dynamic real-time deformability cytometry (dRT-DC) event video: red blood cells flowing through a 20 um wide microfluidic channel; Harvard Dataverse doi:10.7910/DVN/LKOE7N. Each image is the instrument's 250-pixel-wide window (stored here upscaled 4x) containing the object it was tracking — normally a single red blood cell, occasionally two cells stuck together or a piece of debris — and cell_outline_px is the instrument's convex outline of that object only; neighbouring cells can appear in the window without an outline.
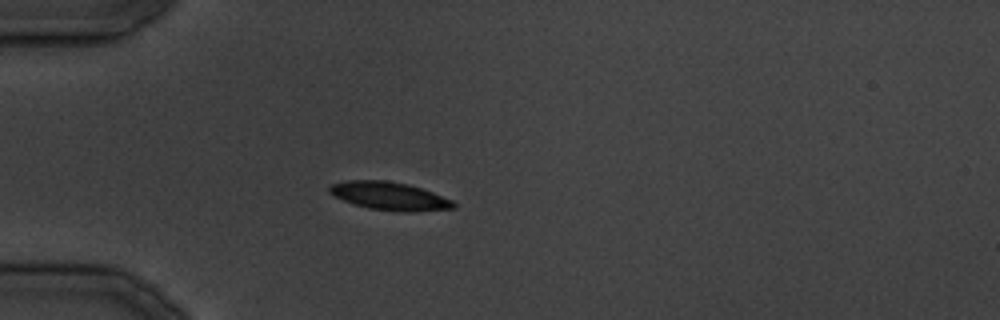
{"species": "common noctule bat (a hibernating species)", "species_latin": "Nyctalus noctula", "temperature_condition": "cold", "stored_images_in_passage": 25, "camera_frame_rate_fps": 3000, "um_per_image_px": 0.085, "animal": {"sex": "male", "body_mass_g": 19.5, "forearm_length_mm": 54.6}, "frame": {"image": 1, "passage_image": 1, "time_ms": 0.0, "image_size_px": [1000, 320], "cell_outline_px": [[456, 208], [412, 212], [400, 212], [368, 208], [344, 200], [328, 192], [328, 188], [332, 184], [344, 180], [388, 180], [408, 184], [432, 192], [452, 200], [456, 204]], "centroid_in_image_um": [33.12, 16.66], "position_along_channel_um": 51.9, "area_um2": 20.29}}
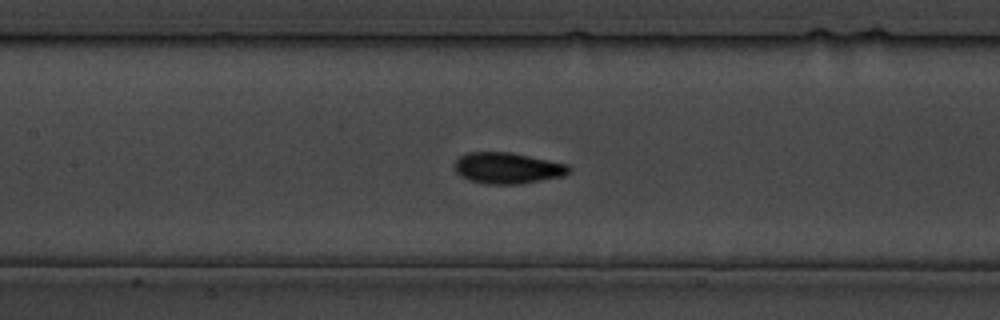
{"frame": {"image": 2, "passage_image": 8, "time_ms": 8.0, "image_size_px": [1000, 320], "cell_outline_px": [[572, 172], [564, 176], [516, 184], [488, 184], [468, 180], [460, 176], [456, 172], [456, 160], [460, 156], [468, 152], [508, 152], [568, 164], [572, 168]], "centroid_in_image_um": [43.16, 14.29], "position_along_channel_um": 164.2, "area_um2": 20.63}}
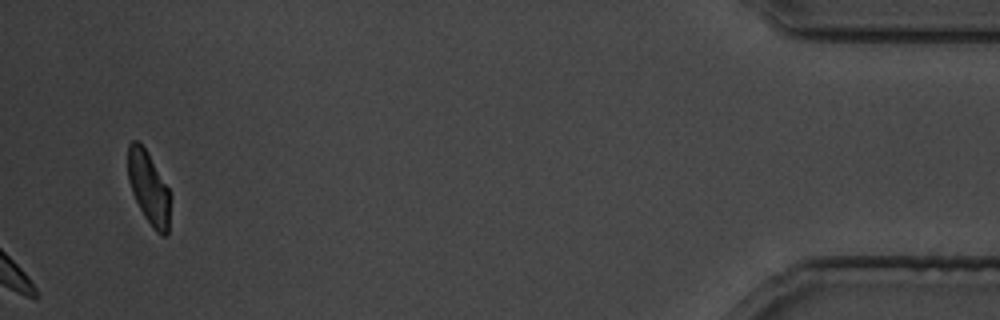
{"frame": {"image": 3, "passage_image": 25, "time_ms": 29.0, "image_size_px": [1000, 320], "cell_outline_px": [[168, 232], [164, 236], [160, 236], [152, 228], [144, 216], [132, 192], [128, 180], [128, 144], [132, 140], [136, 140], [144, 148], [168, 188]], "centroid_in_image_um": [12.6, 15.98], "position_along_channel_um": 422.6, "area_um2": 17.28}}